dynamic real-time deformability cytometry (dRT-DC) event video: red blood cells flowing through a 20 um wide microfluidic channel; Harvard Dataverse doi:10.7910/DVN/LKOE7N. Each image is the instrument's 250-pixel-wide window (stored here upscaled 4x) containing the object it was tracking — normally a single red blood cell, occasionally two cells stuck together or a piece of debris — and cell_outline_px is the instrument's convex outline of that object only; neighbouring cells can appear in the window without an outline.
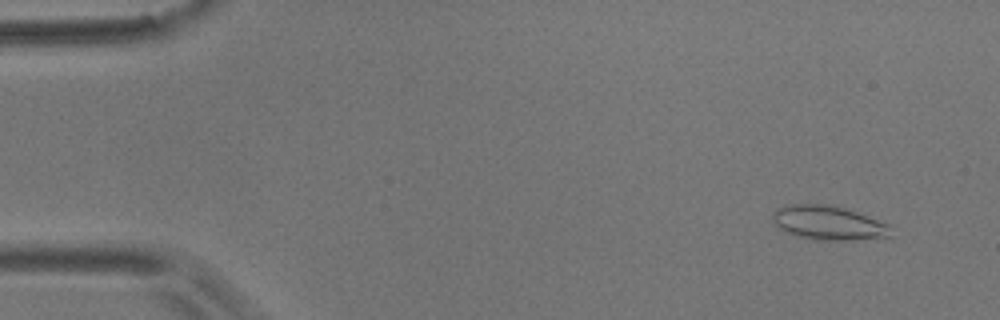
{"species": "common noctule bat (a hibernating species)", "species_latin": "Nyctalus noctula", "temperature_condition": "room temperature", "stored_images_in_passage": 6, "camera_frame_rate_fps": 3000, "um_per_image_px": 0.085, "animal": {"sex": "male", "body_mass_g": 17.9}, "frame": {"image": 1, "passage_image": 2, "time_ms": 1.0, "image_size_px": [1000, 320], "cell_outline_px": [[892, 236], [852, 240], [812, 240], [796, 236], [780, 228], [772, 220], [772, 216], [776, 208], [788, 204], [836, 204], [888, 224]], "centroid_in_image_um": [70.39, 18.93], "position_along_channel_um": 14.6, "area_um2": 23.64}}